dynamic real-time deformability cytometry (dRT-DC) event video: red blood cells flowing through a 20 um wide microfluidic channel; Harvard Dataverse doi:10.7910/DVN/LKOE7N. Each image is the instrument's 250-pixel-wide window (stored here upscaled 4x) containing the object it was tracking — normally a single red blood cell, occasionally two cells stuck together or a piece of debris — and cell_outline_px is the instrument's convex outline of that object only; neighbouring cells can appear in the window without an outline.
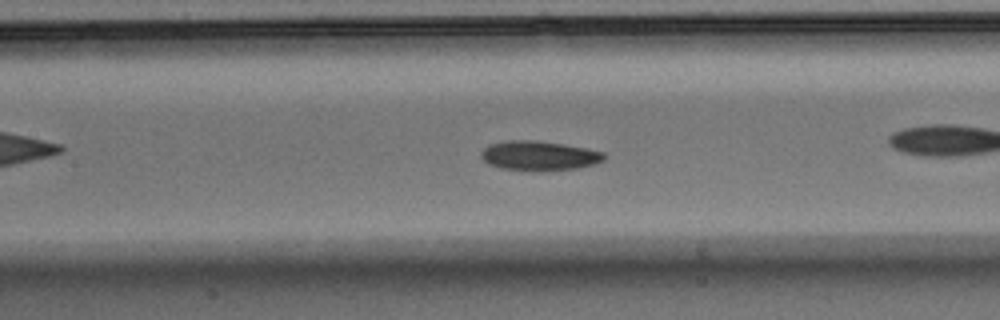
{"species": "Egyptian fruit bat (a non-hibernating species)", "species_latin": "Rousettus aegyptiacus", "temperature_condition": "warm", "stored_images_in_passage": 49, "camera_frame_rate_fps": 3000, "um_per_image_px": 0.085, "animal": {"sex": "male"}, "frame": {"image": 1, "passage_image": 22, "time_ms": 7.0, "image_size_px": [1000, 320], "cell_outline_px": [[604, 160], [592, 164], [576, 168], [548, 172], [532, 172], [500, 168], [488, 164], [480, 156], [480, 152], [488, 144], [504, 140], [536, 140], [564, 144], [588, 148], [604, 152]], "centroid_in_image_um": [45.78, 13.24], "position_along_channel_um": 161.6, "area_um2": 21.73}}
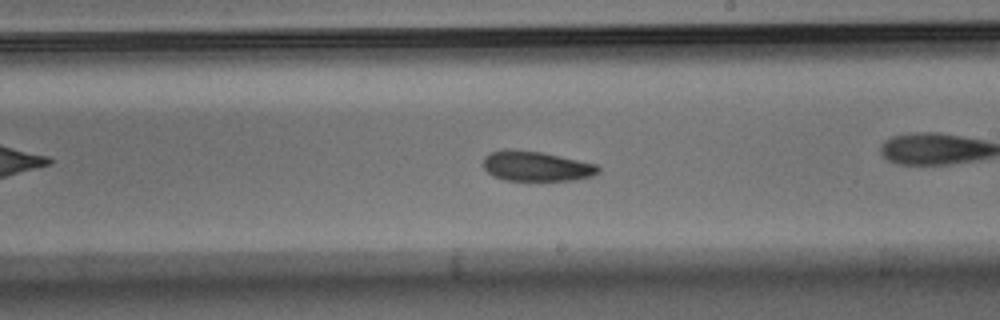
{"frame": {"image": 2, "passage_image": 28, "time_ms": 9.0, "image_size_px": [1000, 320], "cell_outline_px": [[600, 172], [592, 176], [572, 180], [504, 180], [492, 176], [484, 168], [484, 156], [488, 152], [504, 148], [508, 148], [540, 152], [560, 156], [596, 164], [600, 168]], "centroid_in_image_um": [45.53, 14.11], "position_along_channel_um": 243.5, "area_um2": 20.17}}